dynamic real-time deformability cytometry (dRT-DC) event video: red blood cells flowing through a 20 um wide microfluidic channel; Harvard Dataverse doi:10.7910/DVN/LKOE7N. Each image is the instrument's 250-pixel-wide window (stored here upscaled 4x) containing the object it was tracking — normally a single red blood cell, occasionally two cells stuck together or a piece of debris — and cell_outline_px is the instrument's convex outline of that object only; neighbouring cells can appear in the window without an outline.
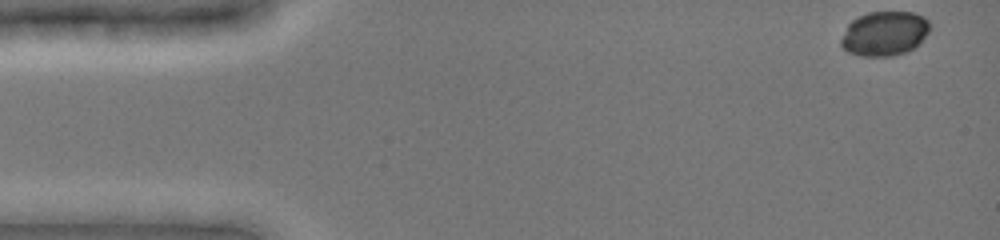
{"species": "common noctule bat (a hibernating species)", "species_latin": "Nyctalus noctula", "temperature_condition": "cold", "stored_images_in_passage": 24, "camera_frame_rate_fps": 3000, "um_per_image_px": 0.085, "animal": {"sex": "female", "body_mass_g": 19.0, "forearm_length_mm": 51.5}, "frame": {"image": 1, "passage_image": 1, "time_ms": 0.0, "image_size_px": [1000, 240], "cell_outline_px": [[932, 28], [920, 44], [916, 48], [908, 52], [892, 56], [860, 56], [848, 52], [840, 44], [840, 40], [848, 24], [852, 20], [868, 12], [912, 12], [924, 16], [932, 24]], "centroid_in_image_um": [75.24, 2.86], "position_along_channel_um": 9.8, "area_um2": 23.47}}
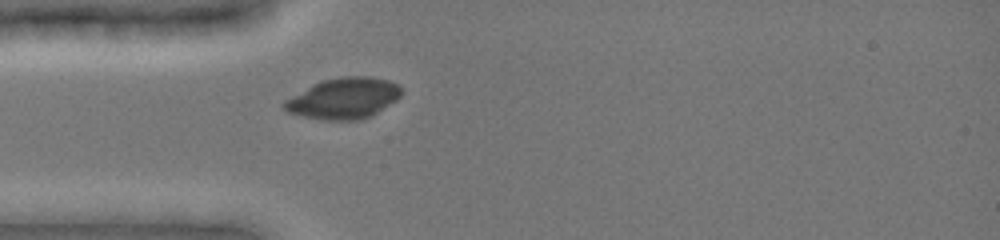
{"frame": {"image": 2, "passage_image": 17, "time_ms": 4.0, "image_size_px": [1000, 240], "cell_outline_px": [[400, 96], [396, 100], [372, 116], [360, 120], [324, 120], [304, 116], [288, 112], [280, 104], [284, 100], [312, 84], [320, 80], [340, 76], [372, 76], [388, 80], [396, 84], [400, 88]], "centroid_in_image_um": [29.19, 8.35], "position_along_channel_um": 55.8, "area_um2": 28.09}}
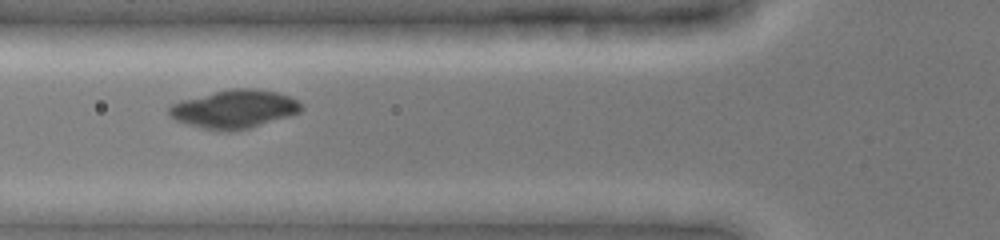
{"frame": {"image": 3, "passage_image": 23, "time_ms": 5.333, "image_size_px": [1000, 240], "cell_outline_px": [[304, 108], [300, 112], [288, 116], [248, 128], [232, 132], [224, 132], [200, 128], [176, 120], [168, 116], [168, 108], [172, 104], [180, 100], [232, 88], [252, 88], [276, 92], [288, 96], [304, 104]], "centroid_in_image_um": [19.9, 9.28], "position_along_channel_um": 105.9, "area_um2": 29.54}}